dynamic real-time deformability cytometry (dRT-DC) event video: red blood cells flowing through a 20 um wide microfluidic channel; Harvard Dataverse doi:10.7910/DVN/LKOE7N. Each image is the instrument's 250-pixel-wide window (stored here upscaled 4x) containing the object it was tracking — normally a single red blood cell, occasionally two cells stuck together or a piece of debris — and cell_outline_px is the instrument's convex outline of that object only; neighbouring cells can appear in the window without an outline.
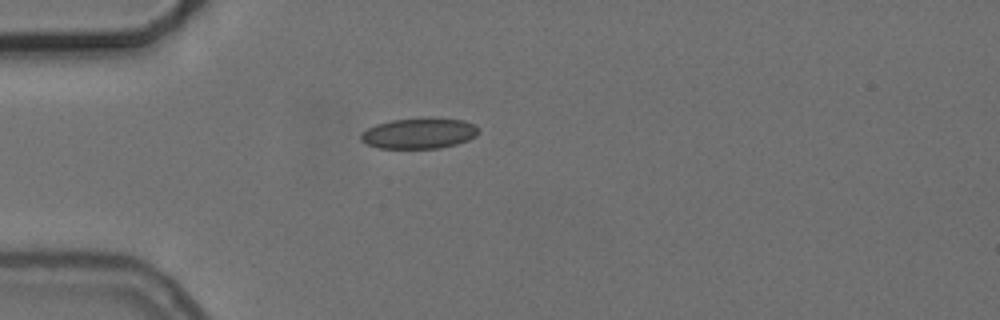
{"species": "common noctule bat (a hibernating species)", "species_latin": "Nyctalus noctula", "temperature_condition": "cold", "stored_images_in_passage": 5, "camera_frame_rate_fps": 3000, "um_per_image_px": 0.085, "animal": {"sex": "female", "body_mass_g": 24.6, "forearm_length_mm": 56.2}, "frame": {"image": 1, "passage_image": 1, "time_ms": 0.0, "image_size_px": [1000, 320], "cell_outline_px": [[480, 132], [476, 136], [468, 140], [456, 144], [440, 148], [376, 148], [360, 140], [360, 132], [376, 124], [392, 120], [432, 116], [464, 120], [476, 124], [480, 128]], "centroid_in_image_um": [35.67, 11.3], "position_along_channel_um": 49.3, "area_um2": 21.62}}
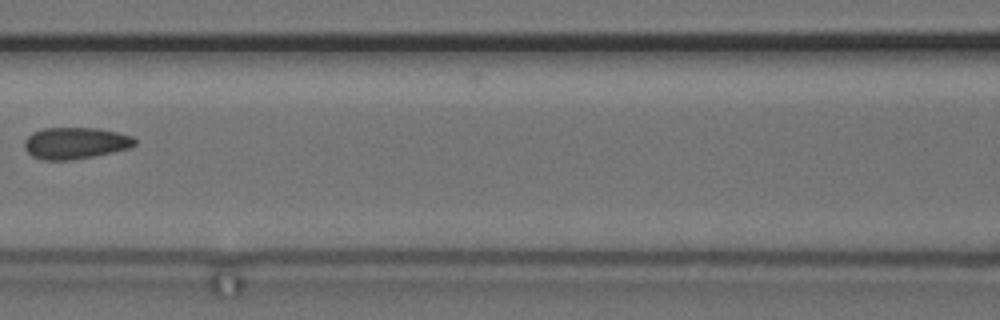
{"frame": {"image": 2, "passage_image": 4, "time_ms": 3.333, "image_size_px": [1000, 320], "cell_outline_px": [[136, 144], [128, 148], [112, 152], [72, 160], [40, 160], [32, 156], [24, 148], [24, 140], [32, 132], [44, 128], [96, 128], [116, 132], [132, 136], [136, 140]], "centroid_in_image_um": [6.36, 12.16], "position_along_channel_um": 160.2, "area_um2": 20.29}}
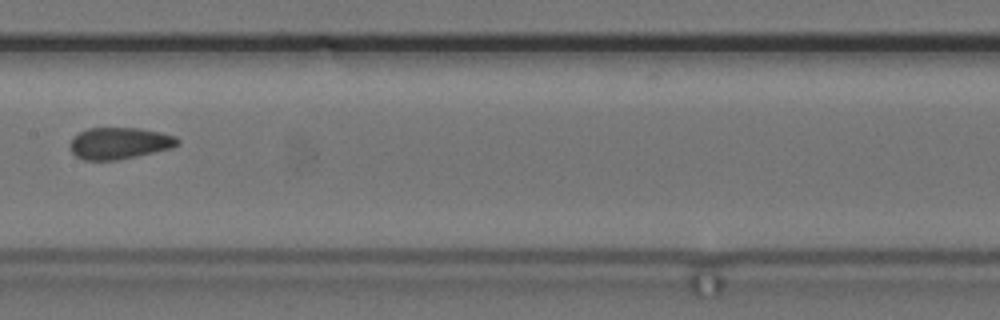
{"frame": {"image": 3, "passage_image": 5, "time_ms": 4.333, "image_size_px": [1000, 320], "cell_outline_px": [[180, 144], [172, 148], [136, 156], [116, 160], [84, 160], [76, 156], [68, 148], [68, 144], [80, 132], [88, 128], [140, 128], [160, 132], [176, 136], [180, 140]], "centroid_in_image_um": [10.16, 12.17], "position_along_channel_um": 197.2, "area_um2": 19.88}}